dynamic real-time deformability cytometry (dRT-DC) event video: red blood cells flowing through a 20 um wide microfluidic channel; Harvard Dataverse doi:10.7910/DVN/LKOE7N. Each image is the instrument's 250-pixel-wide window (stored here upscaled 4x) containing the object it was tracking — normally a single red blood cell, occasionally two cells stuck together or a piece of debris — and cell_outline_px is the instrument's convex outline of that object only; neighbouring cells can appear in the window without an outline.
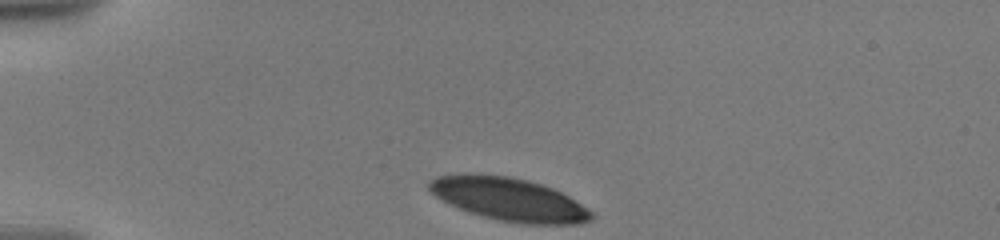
{"species": "human", "species_latin": "Homo sapiens", "temperature_condition": "warm", "stored_images_in_passage": 13, "camera_frame_rate_fps": 3000, "um_per_image_px": 0.085, "donor": {"sex": "male"}, "frame": {"image": 1, "passage_image": 1, "time_ms": 0.0, "image_size_px": [1000, 240], "cell_outline_px": [[596, 216], [592, 220], [580, 224], [520, 224], [496, 220], [480, 216], [468, 212], [448, 204], [440, 200], [428, 188], [428, 184], [436, 176], [460, 172], [464, 172], [508, 176], [528, 180], [552, 188], [568, 196], [588, 208]], "centroid_in_image_um": [43.24, 16.94], "position_along_channel_um": 41.8, "area_um2": 41.33}}
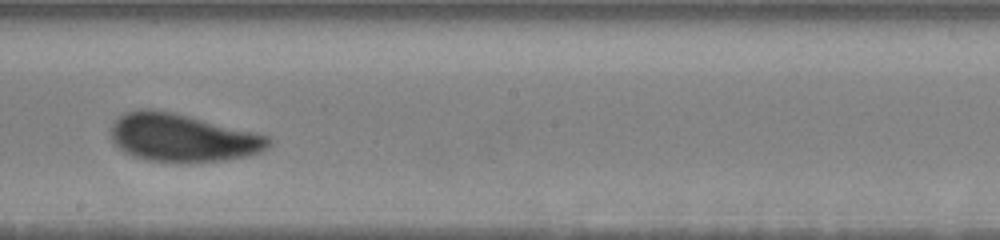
{"frame": {"image": 2, "passage_image": 8, "time_ms": 6.667, "image_size_px": [1000, 240], "cell_outline_px": [[272, 144], [268, 148], [260, 152], [248, 156], [224, 160], [188, 164], [180, 164], [144, 160], [132, 156], [124, 152], [112, 140], [108, 132], [112, 124], [124, 112], [140, 108], [152, 108], [176, 112], [268, 136], [272, 140]], "centroid_in_image_um": [15.47, 11.72], "position_along_channel_um": 232.7, "area_um2": 45.08}}
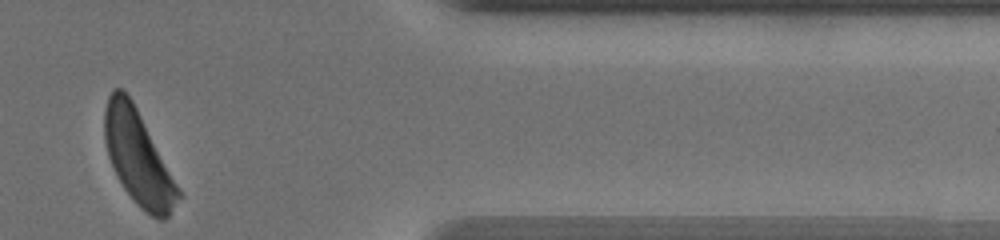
{"frame": {"image": 3, "passage_image": 13, "time_ms": 12.0, "image_size_px": [1000, 240], "cell_outline_px": [[184, 196], [168, 216], [164, 220], [160, 220], [152, 216], [136, 204], [124, 188], [116, 176], [108, 156], [104, 140], [104, 108], [108, 96], [112, 88], [124, 88], [132, 100]], "centroid_in_image_um": [11.74, 13.4], "position_along_channel_um": 399.7, "area_um2": 40.46}, "authors_computed_cell_mechanics": {"area_um2": 43.5234, "velocity_mm_per_s": 3.5325, "shape_relaxation_time_tau1_ms": 1.2788, "shape_relaxation_time_tau2_ms": null, "deformation_change_tau1": 0.0845, "deformation_change_tau2": null}}